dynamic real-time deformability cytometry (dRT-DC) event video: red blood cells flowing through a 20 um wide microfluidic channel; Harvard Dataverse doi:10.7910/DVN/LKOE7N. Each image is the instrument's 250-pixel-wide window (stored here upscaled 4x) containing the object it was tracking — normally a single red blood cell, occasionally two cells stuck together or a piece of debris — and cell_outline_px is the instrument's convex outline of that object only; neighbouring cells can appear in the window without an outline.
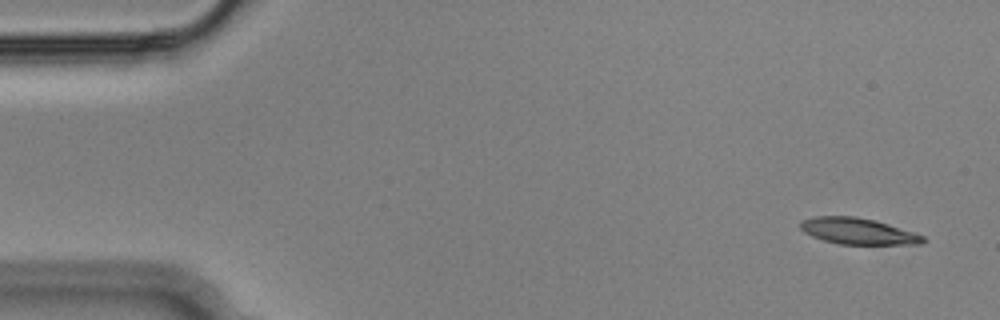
{"species": "Egyptian fruit bat (a non-hibernating species)", "species_latin": "Rousettus aegyptiacus", "temperature_condition": "cold", "stored_images_in_passage": 53, "camera_frame_rate_fps": 3000, "um_per_image_px": 0.085, "animal": {"sex": "male"}, "frame": {"image": 1, "passage_image": 1, "time_ms": 0.0, "image_size_px": [1000, 320], "cell_outline_px": [[928, 240], [924, 244], [836, 244], [812, 236], [804, 232], [800, 228], [800, 220], [816, 216], [856, 216], [876, 220], [924, 236]], "centroid_in_image_um": [72.92, 19.65], "position_along_channel_um": 12.1, "area_um2": 18.84}}
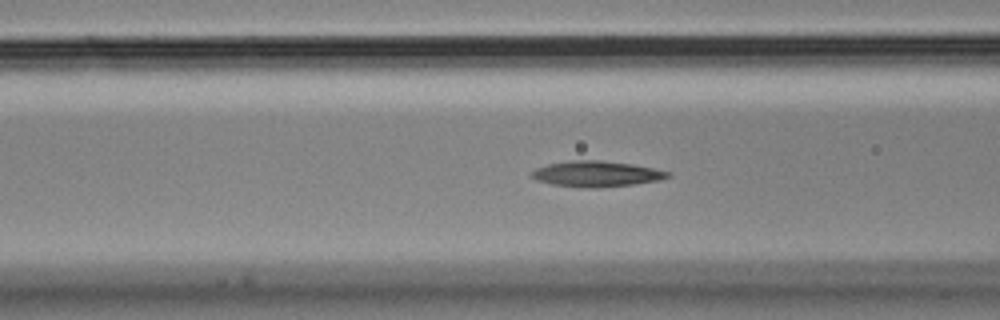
{"frame": {"image": 2, "passage_image": 19, "time_ms": 6.0, "image_size_px": [1000, 320], "cell_outline_px": [[672, 176], [660, 180], [632, 184], [596, 188], [580, 188], [552, 184], [536, 180], [532, 176], [532, 172], [536, 168], [548, 164], [572, 160], [600, 160], [632, 164], [672, 172]], "centroid_in_image_um": [50.72, 14.78], "position_along_channel_um": 115.9, "area_um2": 20.4}}
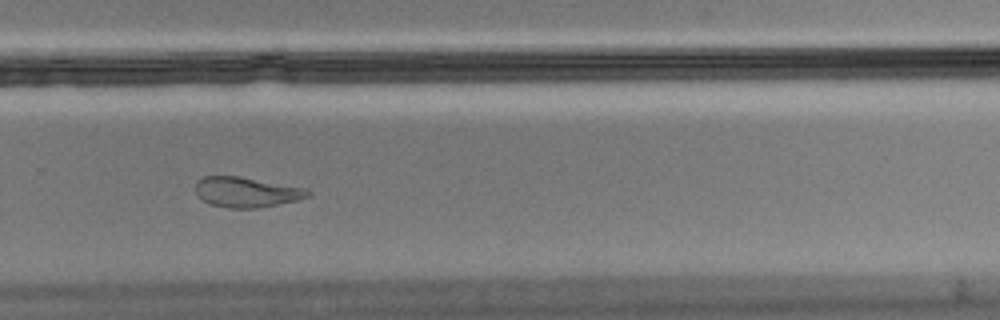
{"frame": {"image": 3, "passage_image": 35, "time_ms": 11.333, "image_size_px": [1000, 320], "cell_outline_px": [[312, 192], [308, 196], [296, 200], [256, 208], [228, 208], [208, 204], [200, 200], [196, 192], [196, 180], [204, 176], [240, 176], [308, 188]], "centroid_in_image_um": [20.92, 16.32], "position_along_channel_um": 308.9, "area_um2": 19.94}, "authors_computed_cell_mechanics": {"area_um2": 19.941, "velocity_mm_per_s": 3.6236, "shape_relaxation_time_tau1_ms": null, "shape_relaxation_time_tau2_ms": 4.3343, "deformation_change_tau1": null, "deformation_change_tau2": 0.1216}}